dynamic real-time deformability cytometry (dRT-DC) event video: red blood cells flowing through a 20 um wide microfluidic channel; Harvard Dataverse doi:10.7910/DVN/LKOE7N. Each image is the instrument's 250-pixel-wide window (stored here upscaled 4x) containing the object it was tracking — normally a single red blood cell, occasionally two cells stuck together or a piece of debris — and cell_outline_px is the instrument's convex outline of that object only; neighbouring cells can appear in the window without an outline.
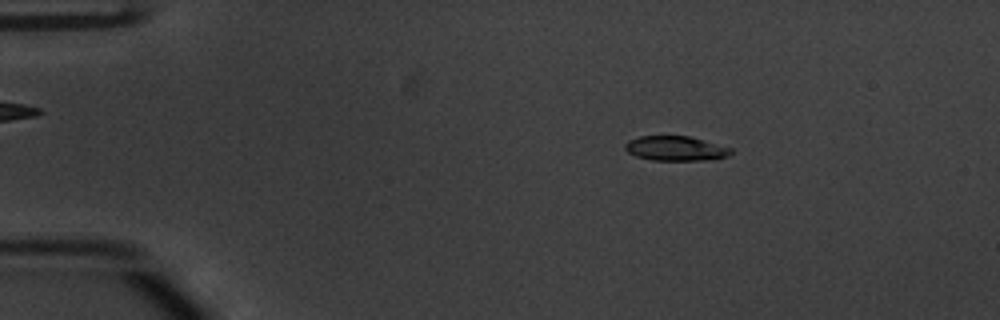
{"species": "common noctule bat (a hibernating species)", "species_latin": "Nyctalus noctula", "temperature_condition": "warm", "stored_images_in_passage": 46, "camera_frame_rate_fps": 3000, "um_per_image_px": 0.085, "animal": {"sex": "male", "body_mass_g": 20.1, "forearm_length_mm": 53.5}, "frame": {"image": 1, "passage_image": 2, "time_ms": 0.333, "image_size_px": [1000, 320], "cell_outline_px": [[732, 152], [728, 156], [712, 160], [652, 160], [636, 156], [628, 152], [624, 148], [624, 144], [628, 140], [640, 136], [688, 136], [704, 140], [732, 148]], "centroid_in_image_um": [57.43, 12.62], "position_along_channel_um": 27.6, "area_um2": 15.26}}
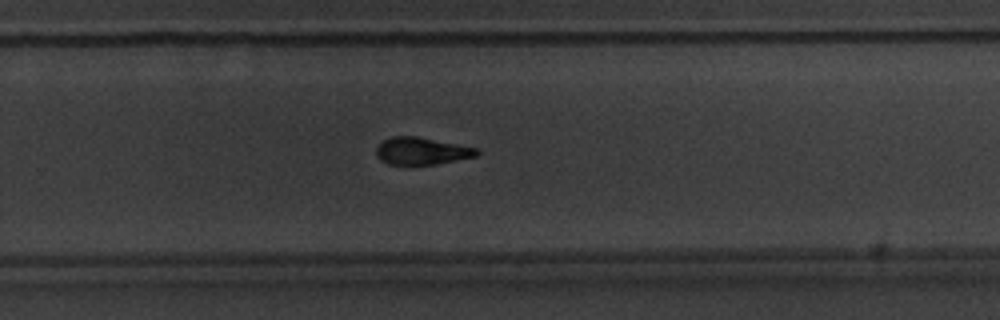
{"frame": {"image": 2, "passage_image": 28, "time_ms": 9.0, "image_size_px": [1000, 320], "cell_outline_px": [[480, 152], [476, 156], [436, 164], [388, 164], [380, 160], [376, 156], [376, 148], [384, 140], [392, 136], [416, 136], [480, 148]], "centroid_in_image_um": [35.86, 12.83], "position_along_channel_um": 293.9, "area_um2": 15.95}}
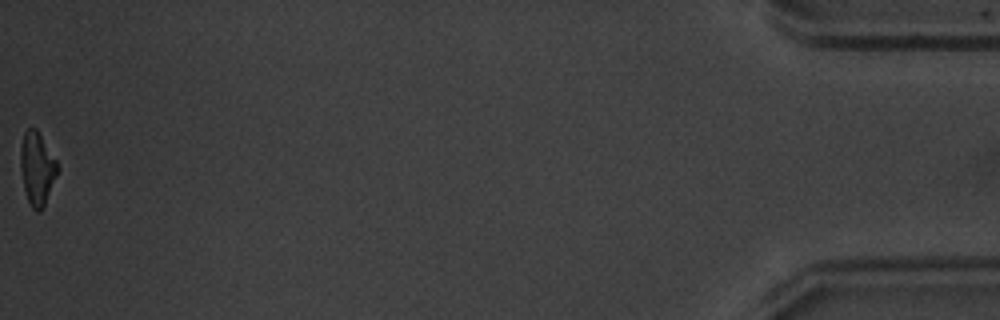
{"frame": {"image": 3, "passage_image": 46, "time_ms": 15.0, "image_size_px": [1000, 320], "cell_outline_px": [[60, 168], [44, 204], [40, 212], [36, 212], [32, 208], [28, 200], [24, 188], [20, 168], [20, 148], [24, 132], [28, 128], [36, 128], [56, 160]], "centroid_in_image_um": [3.14, 14.31], "position_along_channel_um": 432.1, "area_um2": 15.61}, "authors_computed_cell_mechanics": {"area_um2": 16.6464, "velocity_mm_per_s": 3.8498, "shape_relaxation_time_tau1_ms": 3.0471, "shape_relaxation_time_tau2_ms": 3.4134, "deformation_change_tau1": 0.1692, "deformation_change_tau2": 0.0979}}